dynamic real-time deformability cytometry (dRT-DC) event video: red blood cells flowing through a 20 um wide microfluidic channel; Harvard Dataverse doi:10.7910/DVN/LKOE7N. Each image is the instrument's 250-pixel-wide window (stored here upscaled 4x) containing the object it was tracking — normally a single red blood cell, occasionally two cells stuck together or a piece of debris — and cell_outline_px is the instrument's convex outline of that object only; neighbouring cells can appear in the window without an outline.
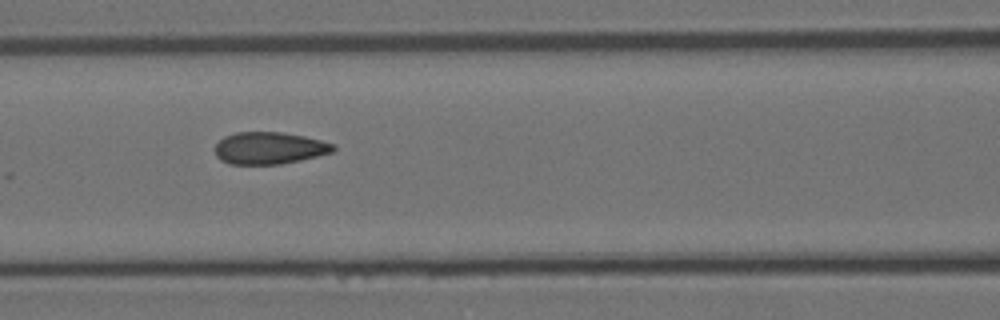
{"species": "Egyptian fruit bat (a non-hibernating species)", "species_latin": "Rousettus aegyptiacus", "temperature_condition": "room temperature", "stored_images_in_passage": 5, "camera_frame_rate_fps": 3000, "um_per_image_px": 0.085, "animal": {"sex": "female"}, "frame": {"image": 1, "passage_image": 5, "time_ms": 1.333, "image_size_px": [1000, 320], "cell_outline_px": [[336, 148], [332, 152], [300, 160], [280, 164], [228, 164], [220, 160], [216, 156], [216, 144], [224, 136], [236, 132], [280, 132], [304, 136], [336, 144]], "centroid_in_image_um": [22.88, 12.58], "position_along_channel_um": 143.7, "area_um2": 22.08}}